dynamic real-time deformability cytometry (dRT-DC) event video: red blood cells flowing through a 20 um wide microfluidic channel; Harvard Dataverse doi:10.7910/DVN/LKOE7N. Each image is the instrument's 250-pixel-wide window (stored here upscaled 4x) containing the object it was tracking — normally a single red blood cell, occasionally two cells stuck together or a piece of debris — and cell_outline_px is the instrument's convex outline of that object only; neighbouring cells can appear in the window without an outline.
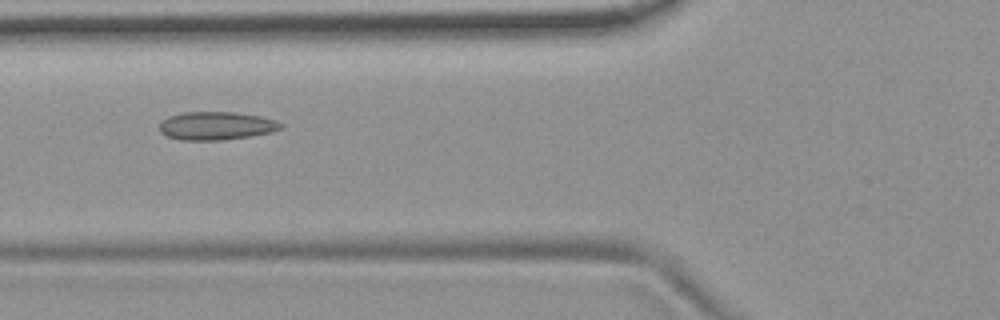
{"species": "common noctule bat (a hibernating species)", "species_latin": "Nyctalus noctula", "temperature_condition": "room temperature", "stored_images_in_passage": 4, "camera_frame_rate_fps": 3000, "um_per_image_px": 0.085, "animal": {"sex": "female", "body_mass_g": 19.9}, "frame": {"image": 1, "passage_image": 2, "time_ms": 0.333, "image_size_px": [1000, 320], "cell_outline_px": [[284, 128], [272, 132], [248, 136], [220, 140], [180, 140], [168, 136], [160, 132], [160, 124], [168, 116], [180, 112], [236, 112], [260, 116], [276, 120], [284, 124]], "centroid_in_image_um": [18.41, 10.68], "position_along_channel_um": 107.4, "area_um2": 20.0}}
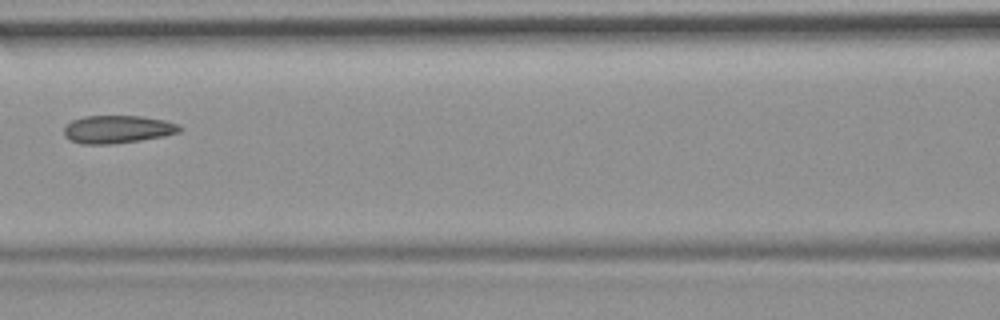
{"frame": {"image": 2, "passage_image": 3, "time_ms": 0.667, "image_size_px": [1000, 320], "cell_outline_px": [[184, 128], [180, 132], [164, 136], [140, 140], [112, 144], [80, 144], [64, 136], [64, 128], [72, 120], [84, 116], [140, 116], [164, 120], [180, 124]], "centroid_in_image_um": [10.02, 10.99], "position_along_channel_um": 156.6, "area_um2": 18.84}}